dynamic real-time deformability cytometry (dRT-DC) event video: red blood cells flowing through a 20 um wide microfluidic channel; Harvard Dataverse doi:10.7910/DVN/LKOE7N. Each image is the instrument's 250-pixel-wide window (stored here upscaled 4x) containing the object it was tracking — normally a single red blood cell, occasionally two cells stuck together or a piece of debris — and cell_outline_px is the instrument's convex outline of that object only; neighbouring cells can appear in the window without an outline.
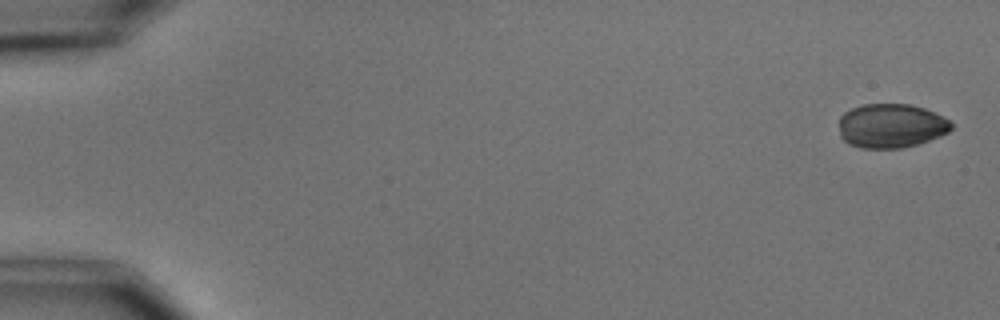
{"species": "common noctule bat (a hibernating species)", "species_latin": "Nyctalus noctula", "temperature_condition": "cold", "stored_images_in_passage": 5, "camera_frame_rate_fps": 3000, "um_per_image_px": 0.085, "animal": {"sex": "male", "body_mass_g": 15.6}, "frame": {"image": 1, "passage_image": 1, "time_ms": 0.0, "image_size_px": [1000, 320], "cell_outline_px": [[952, 128], [948, 132], [940, 136], [916, 144], [900, 148], [860, 148], [848, 144], [840, 136], [840, 116], [844, 112], [852, 108], [864, 104], [912, 104], [924, 108], [948, 120], [952, 124]], "centroid_in_image_um": [75.71, 10.69], "position_along_channel_um": 9.3, "area_um2": 28.78}}
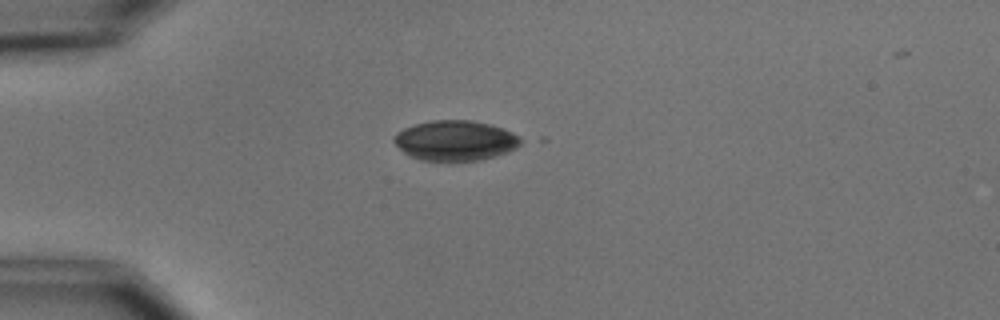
{"frame": {"image": 2, "passage_image": 4, "time_ms": 4.333, "image_size_px": [1000, 320], "cell_outline_px": [[524, 140], [516, 148], [508, 152], [496, 156], [480, 160], [452, 164], [420, 160], [408, 156], [392, 140], [392, 136], [396, 132], [404, 128], [416, 124], [432, 120], [472, 120], [504, 128], [512, 132]], "centroid_in_image_um": [38.69, 11.99], "position_along_channel_um": 46.3, "area_um2": 30.58}}